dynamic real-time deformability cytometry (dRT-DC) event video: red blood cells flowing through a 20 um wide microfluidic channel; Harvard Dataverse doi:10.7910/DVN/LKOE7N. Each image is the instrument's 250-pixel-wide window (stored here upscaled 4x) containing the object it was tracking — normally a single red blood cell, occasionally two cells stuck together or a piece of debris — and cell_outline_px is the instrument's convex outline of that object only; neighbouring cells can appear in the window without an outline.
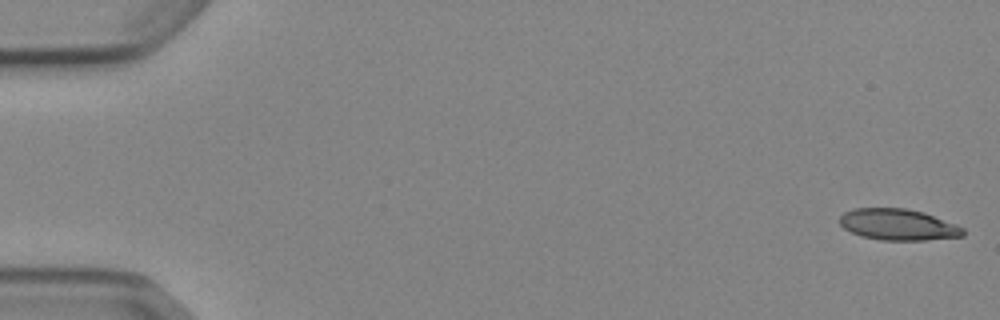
{"species": "Egyptian fruit bat (a non-hibernating species)", "species_latin": "Rousettus aegyptiacus", "temperature_condition": "cold", "stored_images_in_passage": 9, "camera_frame_rate_fps": 3000, "um_per_image_px": 0.085, "animal": {"sex": "female"}, "frame": {"image": 1, "passage_image": 1, "time_ms": 0.0, "image_size_px": [1000, 320], "cell_outline_px": [[964, 236], [924, 240], [880, 240], [860, 236], [844, 228], [840, 224], [840, 216], [844, 212], [852, 208], [904, 208], [924, 212], [956, 224], [964, 228]], "centroid_in_image_um": [76.33, 19.09], "position_along_channel_um": 8.7, "area_um2": 22.54}}